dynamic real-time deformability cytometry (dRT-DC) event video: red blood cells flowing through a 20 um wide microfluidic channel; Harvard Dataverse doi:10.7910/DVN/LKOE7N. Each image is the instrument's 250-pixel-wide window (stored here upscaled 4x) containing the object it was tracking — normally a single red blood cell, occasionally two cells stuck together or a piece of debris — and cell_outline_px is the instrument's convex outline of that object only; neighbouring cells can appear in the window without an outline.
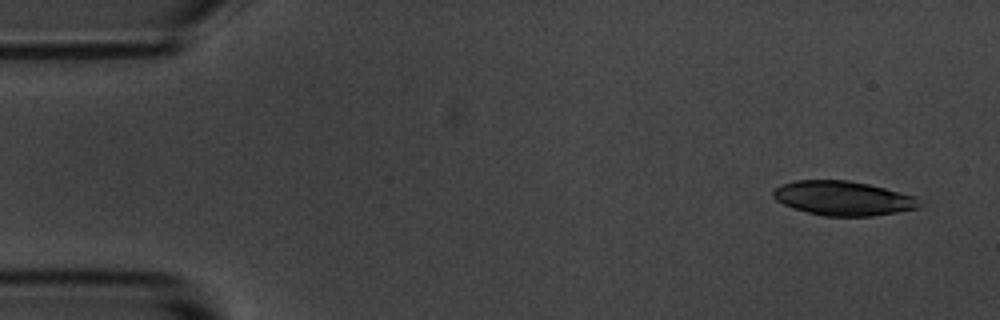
{"species": "common noctule bat (a hibernating species)", "species_latin": "Nyctalus noctula", "temperature_condition": "room temperature", "stored_images_in_passage": 6, "camera_frame_rate_fps": 3000, "um_per_image_px": 0.085, "animal": {"sex": "male", "body_mass_g": 20.1, "forearm_length_mm": 53.5}, "frame": {"image": 1, "passage_image": 1, "time_ms": 0.0, "image_size_px": [1000, 320], "cell_outline_px": [[920, 208], [872, 216], [824, 216], [792, 208], [776, 200], [772, 196], [772, 192], [776, 188], [784, 184], [796, 180], [848, 180], [868, 184], [916, 196], [920, 204]], "centroid_in_image_um": [71.66, 16.85], "position_along_channel_um": 13.3, "area_um2": 29.13}}